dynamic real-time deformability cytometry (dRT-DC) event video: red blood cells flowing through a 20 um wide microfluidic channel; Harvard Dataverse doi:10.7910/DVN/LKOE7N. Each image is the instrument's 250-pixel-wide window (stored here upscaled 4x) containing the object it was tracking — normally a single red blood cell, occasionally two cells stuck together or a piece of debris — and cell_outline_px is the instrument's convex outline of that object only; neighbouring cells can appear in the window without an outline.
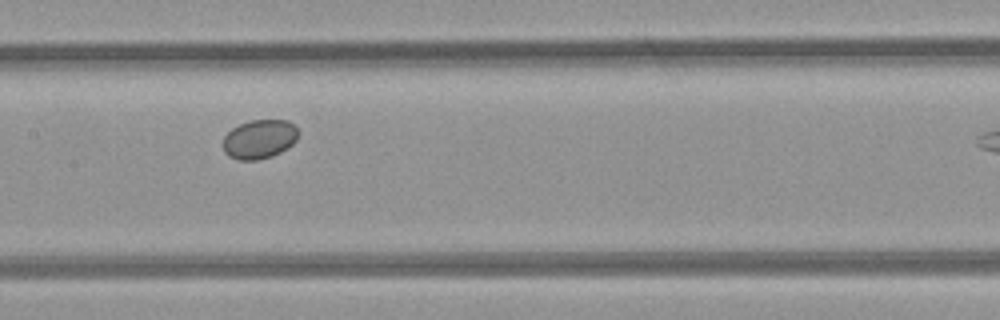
{"species": "common noctule bat (a hibernating species)", "species_latin": "Nyctalus noctula", "temperature_condition": "room temperature", "stored_images_in_passage": 13, "camera_frame_rate_fps": 3000, "um_per_image_px": 0.085, "animal": {"sex": "female", "body_mass_g": 21.9}, "frame": {"image": 1, "passage_image": 8, "time_ms": 2.333, "image_size_px": [1000, 320], "cell_outline_px": [[300, 132], [296, 140], [288, 148], [272, 156], [256, 160], [240, 160], [228, 156], [224, 152], [224, 136], [232, 128], [240, 124], [252, 120], [288, 120], [296, 124]], "centroid_in_image_um": [22.09, 11.82], "position_along_channel_um": 185.3, "area_um2": 17.28}}